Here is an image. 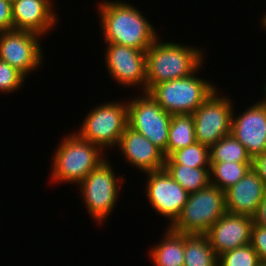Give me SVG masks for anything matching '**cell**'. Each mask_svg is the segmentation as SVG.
Listing matches in <instances>:
<instances>
[{
    "mask_svg": "<svg viewBox=\"0 0 266 266\" xmlns=\"http://www.w3.org/2000/svg\"><path fill=\"white\" fill-rule=\"evenodd\" d=\"M259 266H266V263H260Z\"/></svg>",
    "mask_w": 266,
    "mask_h": 266,
    "instance_id": "d6a6232c",
    "label": "cell"
},
{
    "mask_svg": "<svg viewBox=\"0 0 266 266\" xmlns=\"http://www.w3.org/2000/svg\"><path fill=\"white\" fill-rule=\"evenodd\" d=\"M196 142L192 114L172 115L168 133L167 157L181 148Z\"/></svg>",
    "mask_w": 266,
    "mask_h": 266,
    "instance_id": "ffe728a7",
    "label": "cell"
},
{
    "mask_svg": "<svg viewBox=\"0 0 266 266\" xmlns=\"http://www.w3.org/2000/svg\"><path fill=\"white\" fill-rule=\"evenodd\" d=\"M140 94L128 101V126L144 135L167 158L172 115L165 112L148 92Z\"/></svg>",
    "mask_w": 266,
    "mask_h": 266,
    "instance_id": "ba28073f",
    "label": "cell"
},
{
    "mask_svg": "<svg viewBox=\"0 0 266 266\" xmlns=\"http://www.w3.org/2000/svg\"><path fill=\"white\" fill-rule=\"evenodd\" d=\"M14 29L12 21V1L0 0V32Z\"/></svg>",
    "mask_w": 266,
    "mask_h": 266,
    "instance_id": "83f0119b",
    "label": "cell"
},
{
    "mask_svg": "<svg viewBox=\"0 0 266 266\" xmlns=\"http://www.w3.org/2000/svg\"><path fill=\"white\" fill-rule=\"evenodd\" d=\"M102 1L97 5L105 43L146 51L159 37L151 21L129 2Z\"/></svg>",
    "mask_w": 266,
    "mask_h": 266,
    "instance_id": "6da1fadb",
    "label": "cell"
},
{
    "mask_svg": "<svg viewBox=\"0 0 266 266\" xmlns=\"http://www.w3.org/2000/svg\"><path fill=\"white\" fill-rule=\"evenodd\" d=\"M216 89L192 114L196 142L208 147L231 133L233 103Z\"/></svg>",
    "mask_w": 266,
    "mask_h": 266,
    "instance_id": "9c48e42d",
    "label": "cell"
},
{
    "mask_svg": "<svg viewBox=\"0 0 266 266\" xmlns=\"http://www.w3.org/2000/svg\"><path fill=\"white\" fill-rule=\"evenodd\" d=\"M164 168L188 193L201 190L210 184V167L191 168L181 164H165Z\"/></svg>",
    "mask_w": 266,
    "mask_h": 266,
    "instance_id": "44dd1931",
    "label": "cell"
},
{
    "mask_svg": "<svg viewBox=\"0 0 266 266\" xmlns=\"http://www.w3.org/2000/svg\"><path fill=\"white\" fill-rule=\"evenodd\" d=\"M210 162H252L245 147L230 133L209 147Z\"/></svg>",
    "mask_w": 266,
    "mask_h": 266,
    "instance_id": "603a6c76",
    "label": "cell"
},
{
    "mask_svg": "<svg viewBox=\"0 0 266 266\" xmlns=\"http://www.w3.org/2000/svg\"><path fill=\"white\" fill-rule=\"evenodd\" d=\"M251 168L252 162H210V184L226 191Z\"/></svg>",
    "mask_w": 266,
    "mask_h": 266,
    "instance_id": "7402d4cb",
    "label": "cell"
},
{
    "mask_svg": "<svg viewBox=\"0 0 266 266\" xmlns=\"http://www.w3.org/2000/svg\"><path fill=\"white\" fill-rule=\"evenodd\" d=\"M118 178L120 180L106 158L78 185L86 210L99 225L107 221L116 207L121 184L126 180L125 177Z\"/></svg>",
    "mask_w": 266,
    "mask_h": 266,
    "instance_id": "5b68a950",
    "label": "cell"
},
{
    "mask_svg": "<svg viewBox=\"0 0 266 266\" xmlns=\"http://www.w3.org/2000/svg\"><path fill=\"white\" fill-rule=\"evenodd\" d=\"M163 238L151 247L150 258L153 266H184V233L165 228Z\"/></svg>",
    "mask_w": 266,
    "mask_h": 266,
    "instance_id": "ac0fdd59",
    "label": "cell"
},
{
    "mask_svg": "<svg viewBox=\"0 0 266 266\" xmlns=\"http://www.w3.org/2000/svg\"><path fill=\"white\" fill-rule=\"evenodd\" d=\"M160 40L146 50V92L156 84L189 76L205 61L204 50L198 46Z\"/></svg>",
    "mask_w": 266,
    "mask_h": 266,
    "instance_id": "7a4b0ae2",
    "label": "cell"
},
{
    "mask_svg": "<svg viewBox=\"0 0 266 266\" xmlns=\"http://www.w3.org/2000/svg\"><path fill=\"white\" fill-rule=\"evenodd\" d=\"M225 192L226 211L254 218L266 194V186L251 168L235 185Z\"/></svg>",
    "mask_w": 266,
    "mask_h": 266,
    "instance_id": "2e32d148",
    "label": "cell"
},
{
    "mask_svg": "<svg viewBox=\"0 0 266 266\" xmlns=\"http://www.w3.org/2000/svg\"><path fill=\"white\" fill-rule=\"evenodd\" d=\"M226 212L225 192L209 184L189 193L180 216L169 227L184 234H205Z\"/></svg>",
    "mask_w": 266,
    "mask_h": 266,
    "instance_id": "8992f818",
    "label": "cell"
},
{
    "mask_svg": "<svg viewBox=\"0 0 266 266\" xmlns=\"http://www.w3.org/2000/svg\"><path fill=\"white\" fill-rule=\"evenodd\" d=\"M184 266H218V256L205 234H184Z\"/></svg>",
    "mask_w": 266,
    "mask_h": 266,
    "instance_id": "d6986e66",
    "label": "cell"
},
{
    "mask_svg": "<svg viewBox=\"0 0 266 266\" xmlns=\"http://www.w3.org/2000/svg\"><path fill=\"white\" fill-rule=\"evenodd\" d=\"M234 112L233 109L231 134L245 147L253 160L266 152V101L258 100L238 116Z\"/></svg>",
    "mask_w": 266,
    "mask_h": 266,
    "instance_id": "4fadbf2b",
    "label": "cell"
},
{
    "mask_svg": "<svg viewBox=\"0 0 266 266\" xmlns=\"http://www.w3.org/2000/svg\"><path fill=\"white\" fill-rule=\"evenodd\" d=\"M73 133L66 135L53 153L49 177L54 183L78 185L107 158L99 146Z\"/></svg>",
    "mask_w": 266,
    "mask_h": 266,
    "instance_id": "3957f363",
    "label": "cell"
},
{
    "mask_svg": "<svg viewBox=\"0 0 266 266\" xmlns=\"http://www.w3.org/2000/svg\"><path fill=\"white\" fill-rule=\"evenodd\" d=\"M165 164H181L191 168L210 167L209 147L195 142L173 152L165 158Z\"/></svg>",
    "mask_w": 266,
    "mask_h": 266,
    "instance_id": "cb8c5ba5",
    "label": "cell"
},
{
    "mask_svg": "<svg viewBox=\"0 0 266 266\" xmlns=\"http://www.w3.org/2000/svg\"><path fill=\"white\" fill-rule=\"evenodd\" d=\"M203 64L184 78L154 85L148 93L171 115L193 114L197 108L217 89L213 83L196 76Z\"/></svg>",
    "mask_w": 266,
    "mask_h": 266,
    "instance_id": "277c9868",
    "label": "cell"
},
{
    "mask_svg": "<svg viewBox=\"0 0 266 266\" xmlns=\"http://www.w3.org/2000/svg\"><path fill=\"white\" fill-rule=\"evenodd\" d=\"M254 222L266 227V194L259 205L258 212L254 217Z\"/></svg>",
    "mask_w": 266,
    "mask_h": 266,
    "instance_id": "f546056e",
    "label": "cell"
},
{
    "mask_svg": "<svg viewBox=\"0 0 266 266\" xmlns=\"http://www.w3.org/2000/svg\"><path fill=\"white\" fill-rule=\"evenodd\" d=\"M252 168L257 172L266 186V152L252 160Z\"/></svg>",
    "mask_w": 266,
    "mask_h": 266,
    "instance_id": "f1b7e54d",
    "label": "cell"
},
{
    "mask_svg": "<svg viewBox=\"0 0 266 266\" xmlns=\"http://www.w3.org/2000/svg\"><path fill=\"white\" fill-rule=\"evenodd\" d=\"M147 175L145 194L159 216L170 220L171 226L180 216L189 193L177 183L165 168L144 173Z\"/></svg>",
    "mask_w": 266,
    "mask_h": 266,
    "instance_id": "7c38bea8",
    "label": "cell"
},
{
    "mask_svg": "<svg viewBox=\"0 0 266 266\" xmlns=\"http://www.w3.org/2000/svg\"><path fill=\"white\" fill-rule=\"evenodd\" d=\"M126 162L146 173L163 169L164 153L152 144L144 135L129 126L125 128L117 146Z\"/></svg>",
    "mask_w": 266,
    "mask_h": 266,
    "instance_id": "e0dca14e",
    "label": "cell"
},
{
    "mask_svg": "<svg viewBox=\"0 0 266 266\" xmlns=\"http://www.w3.org/2000/svg\"><path fill=\"white\" fill-rule=\"evenodd\" d=\"M40 39L42 36L24 30L11 29L0 32V60L25 76L31 74L35 69L41 68L43 63L44 55Z\"/></svg>",
    "mask_w": 266,
    "mask_h": 266,
    "instance_id": "30bf717a",
    "label": "cell"
},
{
    "mask_svg": "<svg viewBox=\"0 0 266 266\" xmlns=\"http://www.w3.org/2000/svg\"><path fill=\"white\" fill-rule=\"evenodd\" d=\"M84 117L81 128L75 132L79 137L103 151L116 147L128 126V100L102 103L92 107Z\"/></svg>",
    "mask_w": 266,
    "mask_h": 266,
    "instance_id": "52a82bcc",
    "label": "cell"
},
{
    "mask_svg": "<svg viewBox=\"0 0 266 266\" xmlns=\"http://www.w3.org/2000/svg\"><path fill=\"white\" fill-rule=\"evenodd\" d=\"M14 29L36 33L44 37L57 24L53 0H11ZM57 15V16H56Z\"/></svg>",
    "mask_w": 266,
    "mask_h": 266,
    "instance_id": "9a60e30c",
    "label": "cell"
},
{
    "mask_svg": "<svg viewBox=\"0 0 266 266\" xmlns=\"http://www.w3.org/2000/svg\"><path fill=\"white\" fill-rule=\"evenodd\" d=\"M261 24H262V28H265V30H266V14H265V16H263L262 18H261Z\"/></svg>",
    "mask_w": 266,
    "mask_h": 266,
    "instance_id": "4dcf8cb0",
    "label": "cell"
},
{
    "mask_svg": "<svg viewBox=\"0 0 266 266\" xmlns=\"http://www.w3.org/2000/svg\"><path fill=\"white\" fill-rule=\"evenodd\" d=\"M260 263L257 252L250 244L218 256V266H259Z\"/></svg>",
    "mask_w": 266,
    "mask_h": 266,
    "instance_id": "d4e9b609",
    "label": "cell"
},
{
    "mask_svg": "<svg viewBox=\"0 0 266 266\" xmlns=\"http://www.w3.org/2000/svg\"><path fill=\"white\" fill-rule=\"evenodd\" d=\"M26 76L3 60H0V92L13 93L21 89Z\"/></svg>",
    "mask_w": 266,
    "mask_h": 266,
    "instance_id": "484cf974",
    "label": "cell"
},
{
    "mask_svg": "<svg viewBox=\"0 0 266 266\" xmlns=\"http://www.w3.org/2000/svg\"><path fill=\"white\" fill-rule=\"evenodd\" d=\"M254 218L226 212L205 233L217 256L250 244Z\"/></svg>",
    "mask_w": 266,
    "mask_h": 266,
    "instance_id": "5bb4252c",
    "label": "cell"
},
{
    "mask_svg": "<svg viewBox=\"0 0 266 266\" xmlns=\"http://www.w3.org/2000/svg\"><path fill=\"white\" fill-rule=\"evenodd\" d=\"M250 245L257 252L260 262L266 263V227L253 223Z\"/></svg>",
    "mask_w": 266,
    "mask_h": 266,
    "instance_id": "4316f807",
    "label": "cell"
},
{
    "mask_svg": "<svg viewBox=\"0 0 266 266\" xmlns=\"http://www.w3.org/2000/svg\"><path fill=\"white\" fill-rule=\"evenodd\" d=\"M263 85H265V87H264V92H263L265 96L263 97V99L266 101V83L263 84Z\"/></svg>",
    "mask_w": 266,
    "mask_h": 266,
    "instance_id": "1f68e13d",
    "label": "cell"
},
{
    "mask_svg": "<svg viewBox=\"0 0 266 266\" xmlns=\"http://www.w3.org/2000/svg\"><path fill=\"white\" fill-rule=\"evenodd\" d=\"M105 44L104 62L110 78L124 88L136 86L146 92V51L116 43Z\"/></svg>",
    "mask_w": 266,
    "mask_h": 266,
    "instance_id": "8fae6325",
    "label": "cell"
}]
</instances>
